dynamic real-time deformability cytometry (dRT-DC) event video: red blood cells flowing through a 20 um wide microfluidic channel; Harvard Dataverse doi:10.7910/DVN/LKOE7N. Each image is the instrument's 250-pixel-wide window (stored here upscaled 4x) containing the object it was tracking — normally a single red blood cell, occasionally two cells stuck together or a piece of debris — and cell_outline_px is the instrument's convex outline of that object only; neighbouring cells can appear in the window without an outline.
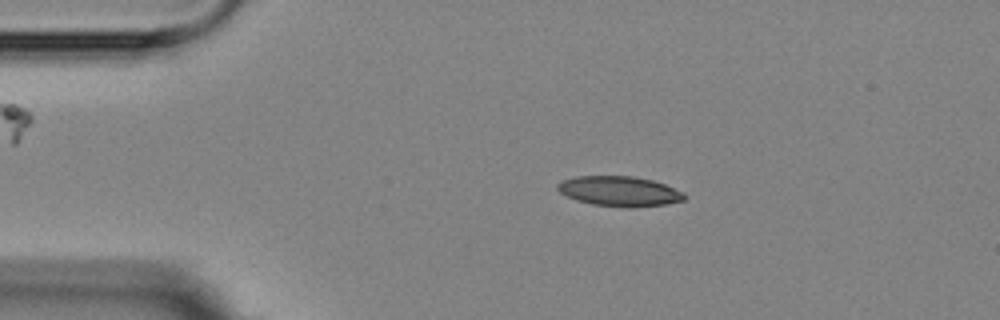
{"species": "Egyptian fruit bat (a non-hibernating species)", "species_latin": "Rousettus aegyptiacus", "temperature_condition": "room temperature", "stored_images_in_passage": 3, "camera_frame_rate_fps": 3000, "um_per_image_px": 0.085, "animal": {"sex": "female"}, "frame": {"image": 1, "passage_image": 1, "time_ms": 0.0, "image_size_px": [1000, 320], "cell_outline_px": [[684, 200], [664, 204], [632, 208], [628, 208], [592, 204], [576, 200], [560, 192], [556, 188], [556, 184], [564, 180], [576, 176], [632, 176], [652, 180], [664, 184], [684, 192]], "centroid_in_image_um": [52.64, 16.26], "position_along_channel_um": 32.4, "area_um2": 22.08}}
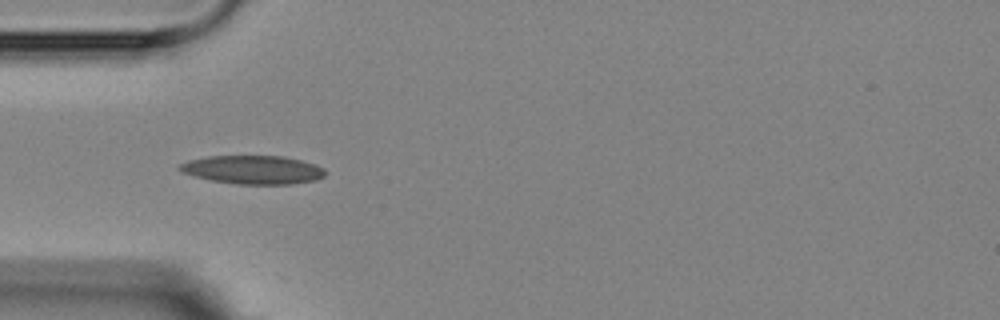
{"frame": {"image": 2, "passage_image": 2, "time_ms": 2.0, "image_size_px": [1000, 320], "cell_outline_px": [[324, 176], [316, 180], [292, 184], [236, 184], [212, 180], [180, 172], [176, 168], [180, 164], [188, 160], [208, 156], [284, 156], [316, 164], [324, 168]], "centroid_in_image_um": [21.49, 14.42], "position_along_channel_um": 63.5, "area_um2": 24.22}}
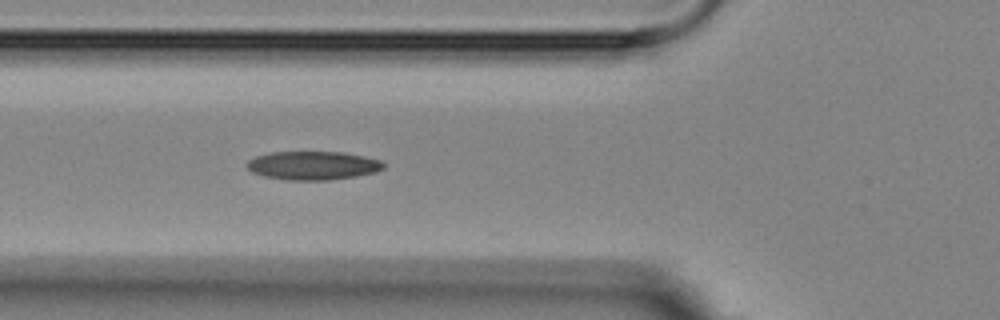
{"frame": {"image": 3, "passage_image": 3, "time_ms": 3.0, "image_size_px": [1000, 320], "cell_outline_px": [[384, 168], [376, 172], [356, 176], [328, 180], [288, 180], [264, 176], [252, 172], [244, 164], [248, 160], [256, 156], [272, 152], [340, 152], [380, 160], [384, 164]], "centroid_in_image_um": [26.56, 14.07], "position_along_channel_um": 99.2, "area_um2": 22.6}}